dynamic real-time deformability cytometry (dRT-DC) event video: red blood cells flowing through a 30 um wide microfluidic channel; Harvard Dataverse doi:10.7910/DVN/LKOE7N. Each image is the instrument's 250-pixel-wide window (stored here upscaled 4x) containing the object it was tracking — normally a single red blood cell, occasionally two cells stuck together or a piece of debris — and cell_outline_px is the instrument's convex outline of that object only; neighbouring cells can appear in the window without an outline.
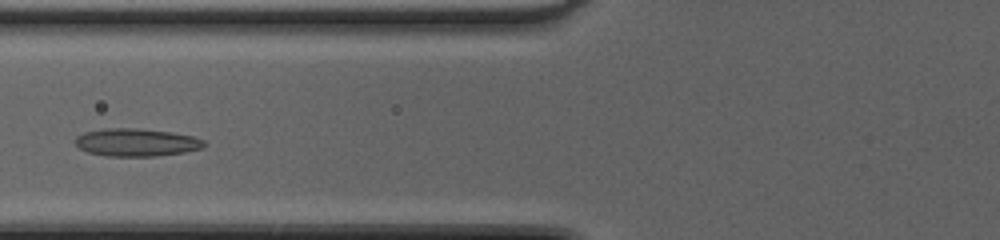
{"species": "common noctule bat (a hibernating species)", "species_latin": "Nyctalus noctula", "temperature_condition": "cold", "stored_images_in_passage": 40, "camera_frame_rate_fps": 3000, "um_per_image_px": 0.085, "animal": {"sex": "female", "body_mass_g": 20.0, "forearm_length_mm": 54.0}, "frame": {"image": 1, "passage_image": 12, "time_ms": 3.667, "image_size_px": [1000, 240], "cell_outline_px": [[204, 148], [184, 152], [156, 156], [108, 156], [88, 152], [80, 148], [76, 144], [76, 136], [84, 132], [104, 128], [140, 128], [172, 132], [192, 136], [204, 140]], "centroid_in_image_um": [11.6, 12.09], "position_along_channel_um": 114.2, "area_um2": 20.87}}
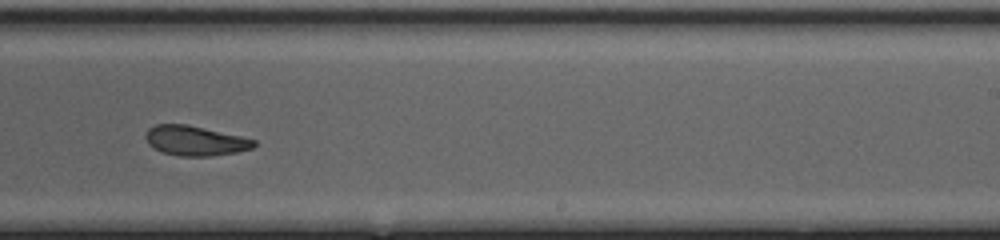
{"frame": {"image": 2, "passage_image": 23, "time_ms": 7.333, "image_size_px": [1000, 240], "cell_outline_px": [[256, 144], [252, 148], [236, 152], [212, 156], [180, 156], [164, 152], [148, 144], [144, 136], [148, 128], [156, 124], [188, 124], [240, 136], [256, 140]], "centroid_in_image_um": [16.58, 11.95], "position_along_channel_um": 272.4, "area_um2": 18.73}}
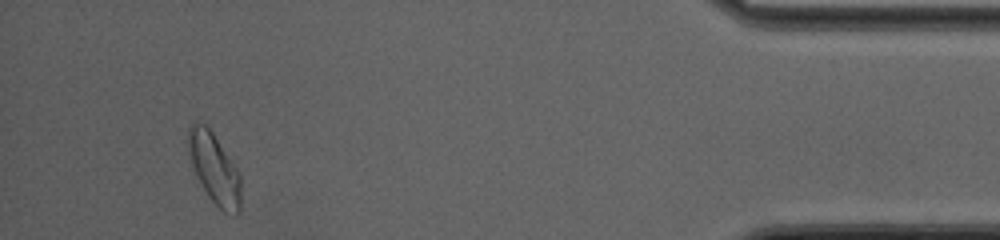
{"frame": {"image": 3, "passage_image": 37, "time_ms": 12.0, "image_size_px": [1000, 240], "cell_outline_px": [[240, 212], [236, 216], [228, 216], [208, 196], [196, 176], [192, 164], [188, 148], [188, 128], [196, 120], [204, 124], [212, 132], [240, 172]], "centroid_in_image_um": [18.24, 14.35], "position_along_channel_um": 417.0, "area_um2": 21.62}, "authors_computed_cell_mechanics": {"area_um2": 20.519, "velocity_mm_per_s": 4.3175, "shape_relaxation_time_tau1_ms": 7.3178, "shape_relaxation_time_tau2_ms": 1.7954, "deformation_change_tau1": 0.1546, "deformation_change_tau2": 0.0808}}